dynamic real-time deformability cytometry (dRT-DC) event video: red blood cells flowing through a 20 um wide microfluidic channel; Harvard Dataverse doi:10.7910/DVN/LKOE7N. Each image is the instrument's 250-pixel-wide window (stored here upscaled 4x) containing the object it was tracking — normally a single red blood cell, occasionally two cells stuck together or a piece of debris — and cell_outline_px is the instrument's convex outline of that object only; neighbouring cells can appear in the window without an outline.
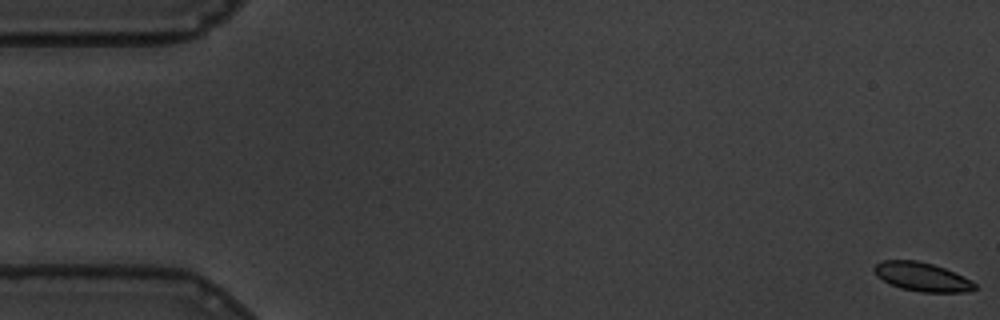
{"species": "common noctule bat (a hibernating species)", "species_latin": "Nyctalus noctula", "temperature_condition": "warm", "stored_images_in_passage": 59, "camera_frame_rate_fps": 3000, "um_per_image_px": 0.085, "animal": {"sex": "male", "body_mass_g": 19.5, "forearm_length_mm": 54.6}, "frame": {"image": 1, "passage_image": 1, "time_ms": 0.0, "image_size_px": [1000, 320], "cell_outline_px": [[976, 288], [968, 292], [920, 292], [900, 288], [876, 276], [872, 268], [876, 264], [884, 260], [916, 260], [932, 264], [944, 268], [972, 280], [976, 284]], "centroid_in_image_um": [78.37, 23.53], "position_along_channel_um": 6.6, "area_um2": 16.82}}
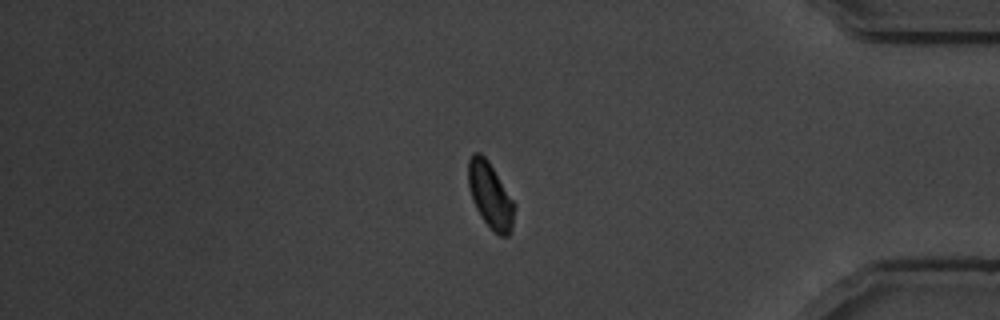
{"frame": {"image": 2, "passage_image": 50, "time_ms": 16.333, "image_size_px": [1000, 320], "cell_outline_px": [[516, 204], [512, 228], [508, 236], [500, 236], [480, 216], [472, 200], [468, 188], [468, 160], [472, 152], [480, 152], [488, 160]], "centroid_in_image_um": [41.67, 16.58], "position_along_channel_um": 393.5, "area_um2": 17.74}}
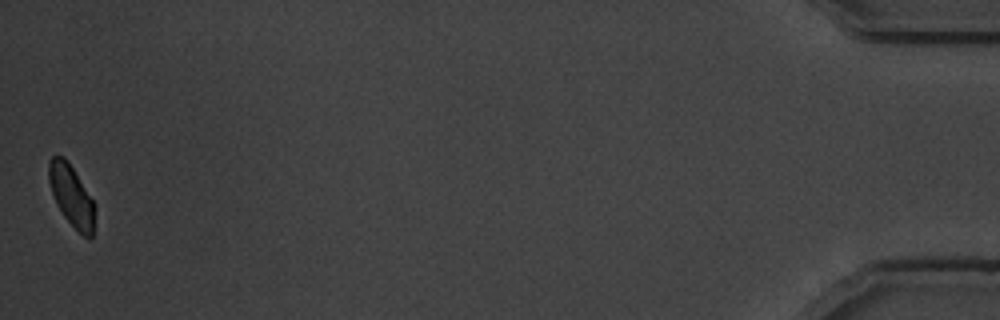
{"frame": {"image": 3, "passage_image": 59, "time_ms": 19.333, "image_size_px": [1000, 320], "cell_outline_px": [[92, 236], [88, 240], [64, 216], [56, 204], [48, 180], [48, 160], [52, 156], [64, 156], [72, 168], [92, 200]], "centroid_in_image_um": [6.0, 16.58], "position_along_channel_um": 429.2, "area_um2": 15.61}, "authors_computed_cell_mechanics": {"area_um2": 17.7446, "velocity_mm_per_s": 3.4165, "shape_relaxation_time_tau1_ms": 2.0999, "shape_relaxation_time_tau2_ms": 1.7393, "deformation_change_tau1": 0.0625, "deformation_change_tau2": 0.0224}}